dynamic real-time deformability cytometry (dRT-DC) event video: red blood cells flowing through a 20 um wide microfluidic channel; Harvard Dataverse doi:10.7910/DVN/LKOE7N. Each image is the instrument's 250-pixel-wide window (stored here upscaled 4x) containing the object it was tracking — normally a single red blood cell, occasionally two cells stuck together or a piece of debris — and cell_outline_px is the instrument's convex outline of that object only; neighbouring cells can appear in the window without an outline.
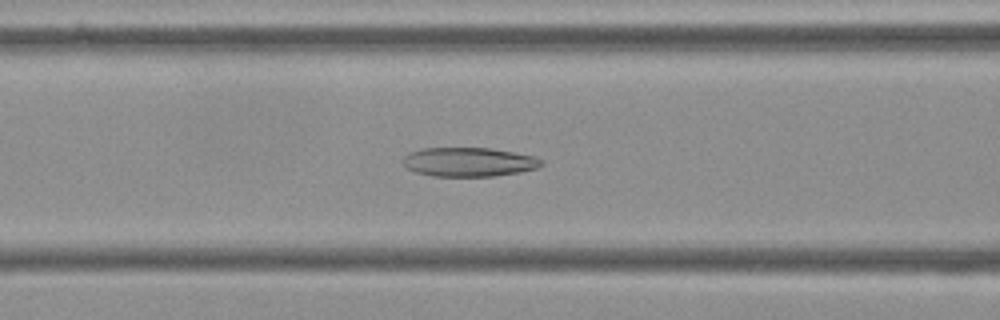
{"species": "Egyptian fruit bat (a non-hibernating species)", "species_latin": "Rousettus aegyptiacus", "temperature_condition": "cold", "stored_images_in_passage": 55, "camera_frame_rate_fps": 3000, "um_per_image_px": 0.085, "frame": {"image": 1, "passage_image": 22, "time_ms": 7.0, "image_size_px": [1000, 320], "cell_outline_px": [[544, 164], [536, 168], [520, 172], [496, 176], [432, 176], [416, 172], [408, 168], [404, 164], [404, 156], [420, 148], [492, 148], [532, 156], [544, 160]], "centroid_in_image_um": [39.88, 13.77], "position_along_channel_um": 126.7, "area_um2": 23.35}}
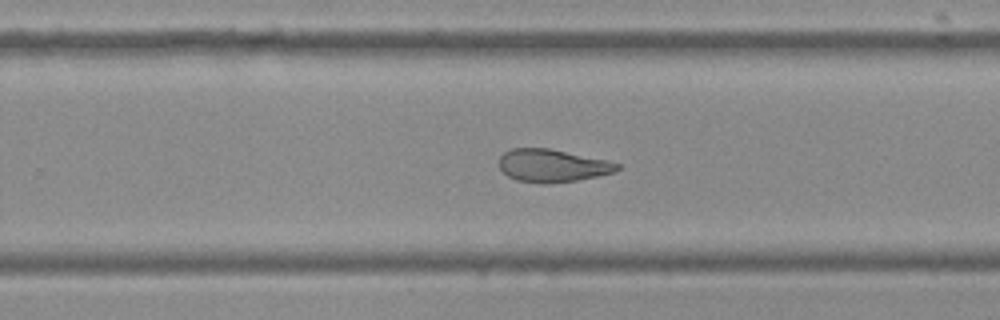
{"frame": {"image": 2, "passage_image": 35, "time_ms": 11.333, "image_size_px": [1000, 320], "cell_outline_px": [[620, 168], [616, 172], [576, 180], [544, 184], [540, 184], [516, 180], [508, 176], [500, 168], [496, 160], [508, 148], [548, 148], [604, 160], [620, 164]], "centroid_in_image_um": [46.88, 14.08], "position_along_channel_um": 282.9, "area_um2": 22.54}}
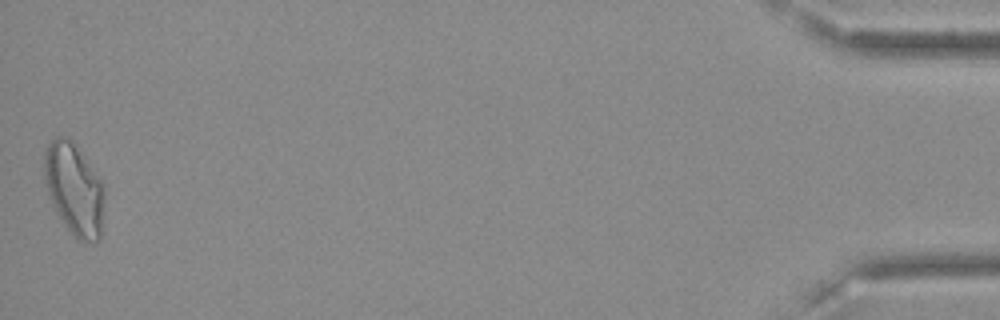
{"frame": {"image": 3, "passage_image": 55, "time_ms": 18.0, "image_size_px": [1000, 320], "cell_outline_px": [[104, 200], [100, 240], [96, 244], [84, 244], [76, 240], [72, 236], [56, 212], [48, 192], [44, 180], [44, 152], [48, 144], [56, 136], [68, 136], [72, 140], [100, 180], [104, 188]], "centroid_in_image_um": [6.3, 16.15], "position_along_channel_um": 428.9, "area_um2": 32.48}, "authors_computed_cell_mechanics": {"area_um2": 25.5476, "velocity_mm_per_s": 3.6071, "shape_relaxation_time_tau1_ms": null, "shape_relaxation_time_tau2_ms": 3.8175, "deformation_change_tau1": null, "deformation_change_tau2": 0.1093}}